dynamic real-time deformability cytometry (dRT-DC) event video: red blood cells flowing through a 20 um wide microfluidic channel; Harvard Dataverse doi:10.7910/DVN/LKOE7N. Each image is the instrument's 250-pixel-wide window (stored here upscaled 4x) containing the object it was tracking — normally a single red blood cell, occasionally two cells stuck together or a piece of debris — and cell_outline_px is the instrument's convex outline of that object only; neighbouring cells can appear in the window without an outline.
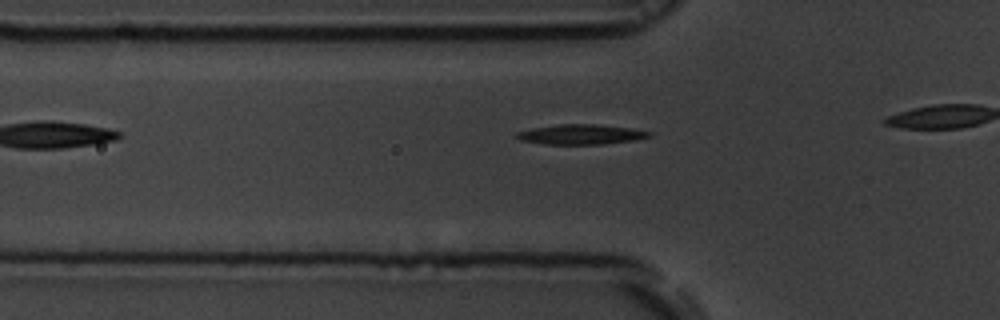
{"species": "common noctule bat (a hibernating species)", "species_latin": "Nyctalus noctula", "temperature_condition": "room temperature", "stored_images_in_passage": 9, "camera_frame_rate_fps": 3000, "um_per_image_px": 0.085, "animal": {"sex": "male", "body_mass_g": 19.5, "forearm_length_mm": 54.6}, "frame": {"image": 1, "passage_image": 4, "time_ms": 1.0, "image_size_px": [1000, 320], "cell_outline_px": [[652, 136], [636, 140], [604, 144], [544, 144], [520, 140], [516, 136], [516, 132], [532, 128], [560, 124], [596, 124], [632, 128], [652, 132]], "centroid_in_image_um": [49.42, 11.42], "position_along_channel_um": 76.4, "area_um2": 15.49}}
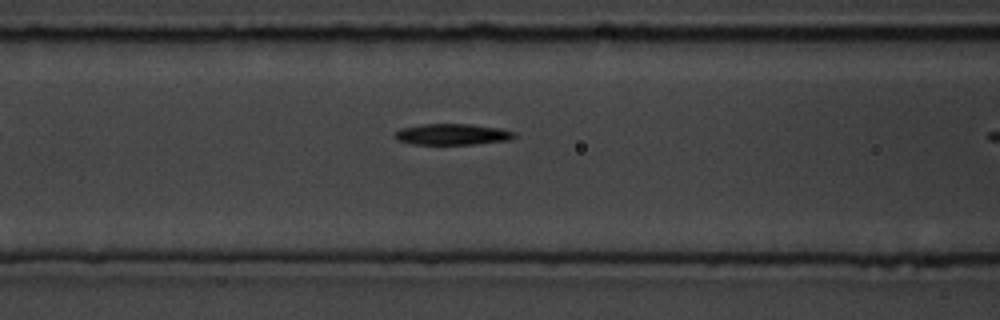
{"frame": {"image": 2, "passage_image": 8, "time_ms": 2.333, "image_size_px": [1000, 320], "cell_outline_px": [[516, 136], [508, 140], [476, 144], [412, 144], [396, 140], [392, 136], [392, 132], [400, 128], [424, 124], [472, 124], [500, 128], [516, 132]], "centroid_in_image_um": [38.39, 11.41], "position_along_channel_um": 128.2, "area_um2": 14.91}}